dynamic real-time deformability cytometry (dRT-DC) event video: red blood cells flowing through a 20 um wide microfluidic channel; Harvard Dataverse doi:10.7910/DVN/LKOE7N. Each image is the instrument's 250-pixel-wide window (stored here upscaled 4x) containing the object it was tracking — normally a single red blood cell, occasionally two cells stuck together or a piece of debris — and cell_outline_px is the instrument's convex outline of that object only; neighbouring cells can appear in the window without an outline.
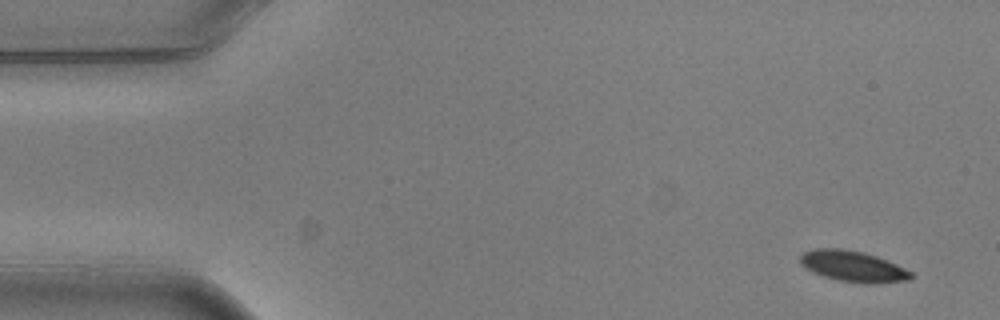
{"species": "common noctule bat (a hibernating species)", "species_latin": "Nyctalus noctula", "temperature_condition": "warm", "stored_images_in_passage": 4, "camera_frame_rate_fps": 3000, "um_per_image_px": 0.085, "animal": {"sex": "male", "body_mass_g": 20.5, "forearm_length_mm": 52.5}, "frame": {"image": 1, "passage_image": 1, "time_ms": 0.0, "image_size_px": [1000, 320], "cell_outline_px": [[916, 276], [912, 280], [872, 284], [840, 280], [824, 276], [812, 272], [800, 264], [800, 256], [804, 252], [812, 248], [840, 248], [864, 252], [888, 260], [912, 272]], "centroid_in_image_um": [72.54, 22.63], "position_along_channel_um": 12.5, "area_um2": 20.11}}